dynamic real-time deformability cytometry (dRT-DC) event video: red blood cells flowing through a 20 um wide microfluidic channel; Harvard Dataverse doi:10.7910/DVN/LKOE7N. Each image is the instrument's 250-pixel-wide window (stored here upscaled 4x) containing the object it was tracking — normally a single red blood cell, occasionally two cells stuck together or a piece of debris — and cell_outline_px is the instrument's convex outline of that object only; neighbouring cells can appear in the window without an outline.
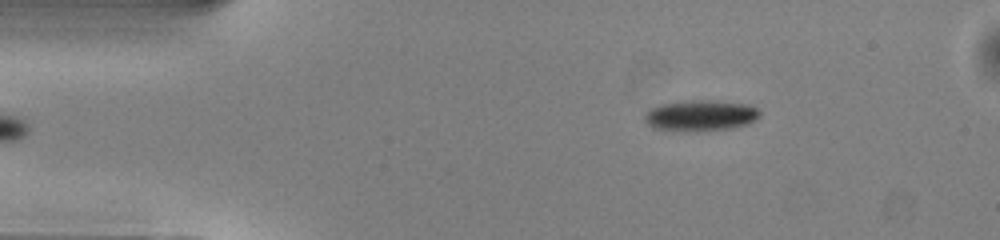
{"species": "common noctule bat (a hibernating species)", "species_latin": "Nyctalus noctula", "temperature_condition": "warm", "stored_images_in_passage": 44, "camera_frame_rate_fps": 3000, "um_per_image_px": 0.085, "animal": {"sex": "male", "body_mass_g": 13.0, "forearm_length_mm": 53.1}, "frame": {"image": 1, "passage_image": 1, "time_ms": 0.0, "image_size_px": [1000, 240], "cell_outline_px": [[760, 116], [756, 120], [748, 124], [732, 128], [696, 132], [652, 128], [644, 120], [644, 112], [660, 104], [684, 100], [720, 100], [752, 104], [760, 112]], "centroid_in_image_um": [59.57, 9.81], "position_along_channel_um": 25.4, "area_um2": 21.33}}
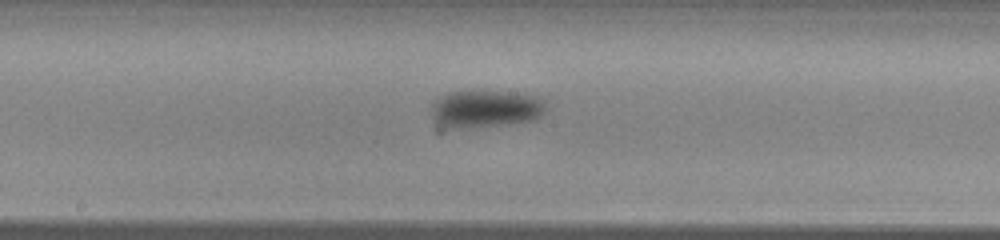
{"frame": {"image": 2, "passage_image": 19, "time_ms": 6.0, "image_size_px": [1000, 240], "cell_outline_px": [[548, 108], [536, 120], [508, 124], [468, 128], [448, 128], [432, 120], [432, 100], [448, 92], [472, 88], [508, 92], [536, 96], [544, 100]], "centroid_in_image_um": [41.25, 9.22], "position_along_channel_um": 207.0, "area_um2": 26.01}}
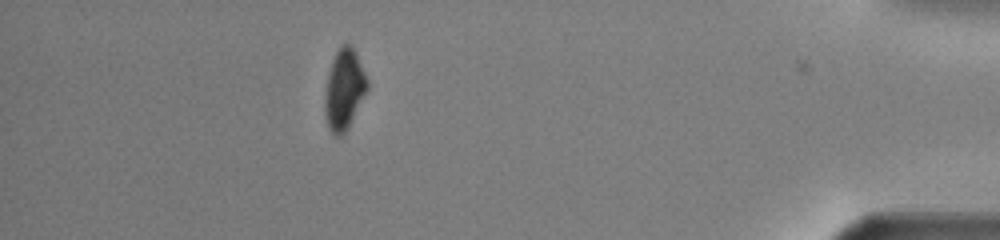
{"frame": {"image": 3, "passage_image": 38, "time_ms": 12.333, "image_size_px": [1000, 240], "cell_outline_px": [[368, 88], [348, 128], [340, 136], [336, 136], [328, 128], [324, 112], [324, 92], [328, 72], [332, 60], [340, 44], [352, 44], [356, 52], [368, 80]], "centroid_in_image_um": [29.23, 7.57], "position_along_channel_um": 406.0, "area_um2": 20.06}, "authors_computed_cell_mechanics": {"area_um2": 22.5131, "velocity_mm_per_s": 4.0438, "shape_relaxation_time_tau1_ms": 1.62, "shape_relaxation_time_tau2_ms": null, "deformation_change_tau1": 0.1018, "deformation_change_tau2": null}}